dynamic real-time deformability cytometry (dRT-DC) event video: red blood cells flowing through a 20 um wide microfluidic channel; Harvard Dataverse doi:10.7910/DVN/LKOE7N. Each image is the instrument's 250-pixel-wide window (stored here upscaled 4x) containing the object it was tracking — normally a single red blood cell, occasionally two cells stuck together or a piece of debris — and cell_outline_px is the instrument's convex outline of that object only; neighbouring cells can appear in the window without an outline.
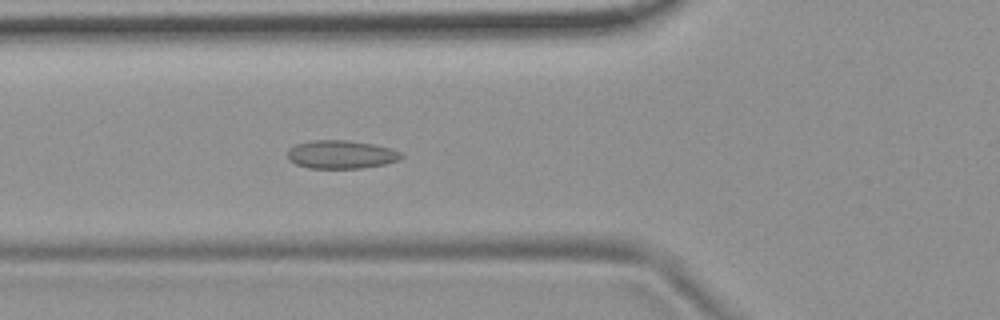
{"species": "common noctule bat (a hibernating species)", "species_latin": "Nyctalus noctula", "temperature_condition": "room temperature", "stored_images_in_passage": 6, "camera_frame_rate_fps": 3000, "um_per_image_px": 0.085, "animal": {"sex": "female", "body_mass_g": 19.9}, "frame": {"image": 1, "passage_image": 6, "time_ms": 5.667, "image_size_px": [1000, 320], "cell_outline_px": [[404, 156], [400, 160], [384, 164], [364, 168], [308, 168], [296, 164], [288, 160], [288, 148], [296, 144], [308, 140], [348, 140], [372, 144], [392, 148], [400, 152]], "centroid_in_image_um": [28.99, 13.13], "position_along_channel_um": 96.8, "area_um2": 18.96}}